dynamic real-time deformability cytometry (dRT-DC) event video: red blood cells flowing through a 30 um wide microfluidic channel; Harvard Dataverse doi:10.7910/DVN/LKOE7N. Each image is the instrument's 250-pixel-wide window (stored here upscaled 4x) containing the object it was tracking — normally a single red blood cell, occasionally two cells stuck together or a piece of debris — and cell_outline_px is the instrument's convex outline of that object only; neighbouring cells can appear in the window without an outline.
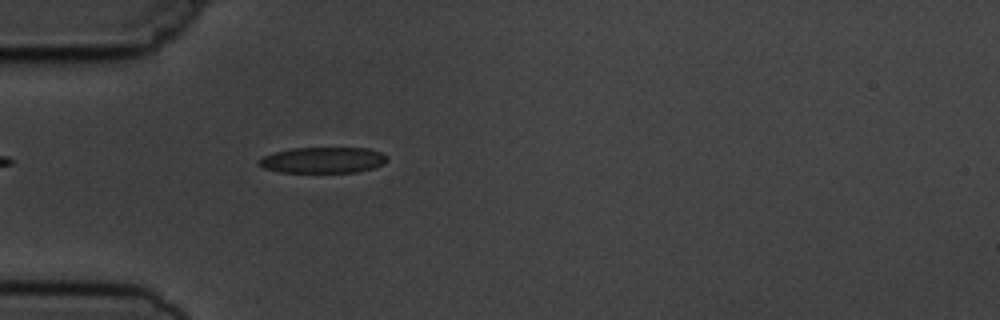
{"species": "common noctule bat (a hibernating species)", "species_latin": "Nyctalus noctula", "temperature_condition": "cold", "stored_images_in_passage": 5, "camera_frame_rate_fps": 3000, "um_per_image_px": 0.085, "animal": {"sex": "male", "body_mass_g": 19.5, "forearm_length_mm": 54.6}, "frame": {"image": 1, "passage_image": 5, "time_ms": 4.667, "image_size_px": [1000, 320], "cell_outline_px": [[388, 160], [384, 164], [372, 168], [356, 172], [280, 172], [264, 168], [256, 164], [256, 160], [264, 156], [276, 152], [292, 148], [368, 148], [380, 152], [388, 156]], "centroid_in_image_um": [27.45, 13.61], "position_along_channel_um": 57.6, "area_um2": 19.42}}